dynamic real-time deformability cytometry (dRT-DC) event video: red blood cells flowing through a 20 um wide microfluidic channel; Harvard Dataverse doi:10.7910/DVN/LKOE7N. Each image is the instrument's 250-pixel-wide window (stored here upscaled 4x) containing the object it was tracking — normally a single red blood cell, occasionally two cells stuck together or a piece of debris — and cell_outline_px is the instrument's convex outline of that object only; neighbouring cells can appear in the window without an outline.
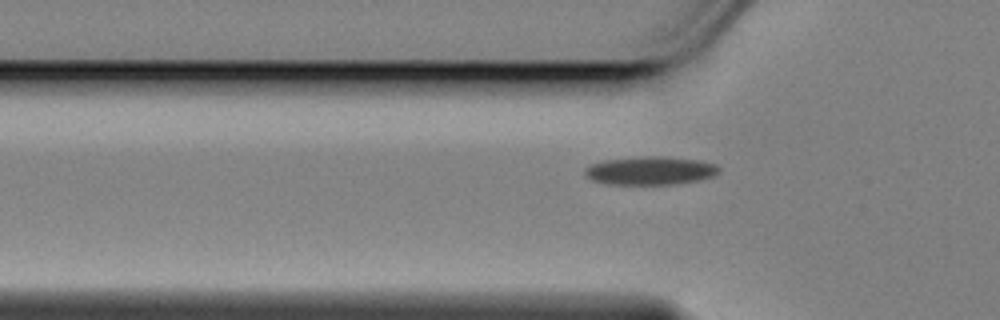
{"species": "Egyptian fruit bat (a non-hibernating species)", "species_latin": "Rousettus aegyptiacus", "temperature_condition": "cold", "stored_images_in_passage": 11, "camera_frame_rate_fps": 3000, "um_per_image_px": 0.085, "animal": {"sex": "female"}, "frame": {"image": 1, "passage_image": 10, "time_ms": 3.0, "image_size_px": [1000, 320], "cell_outline_px": [[720, 172], [712, 176], [696, 180], [672, 184], [612, 184], [592, 180], [584, 176], [584, 168], [592, 164], [604, 160], [644, 156], [664, 156], [700, 160], [716, 164], [720, 168]], "centroid_in_image_um": [55.27, 14.49], "position_along_channel_um": 70.5, "area_um2": 22.08}}